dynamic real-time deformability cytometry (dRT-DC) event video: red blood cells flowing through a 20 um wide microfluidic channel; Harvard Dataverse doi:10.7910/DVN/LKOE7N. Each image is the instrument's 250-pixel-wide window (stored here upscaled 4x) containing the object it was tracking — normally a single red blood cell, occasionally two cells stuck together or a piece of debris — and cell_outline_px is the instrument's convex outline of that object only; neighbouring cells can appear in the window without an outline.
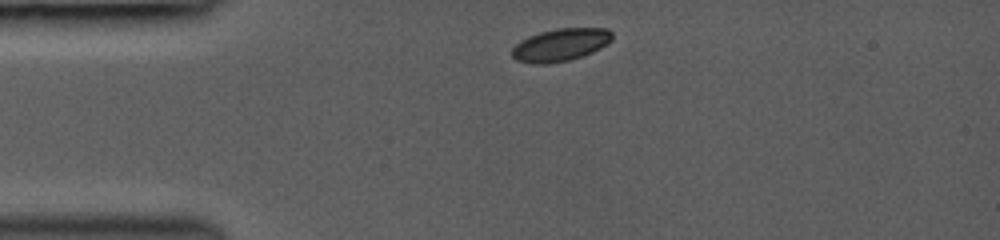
{"species": "common noctule bat (a hibernating species)", "species_latin": "Nyctalus noctula", "temperature_condition": "room temperature", "stored_images_in_passage": 20, "camera_frame_rate_fps": 3000, "um_per_image_px": 0.085, "animal": {"sex": "female", "body_mass_g": 19.0, "forearm_length_mm": 53.3}, "frame": {"image": 1, "passage_image": 1, "time_ms": 0.0, "image_size_px": [1000, 240], "cell_outline_px": [[612, 40], [608, 44], [592, 52], [568, 60], [548, 64], [532, 64], [516, 60], [512, 56], [512, 48], [520, 40], [528, 36], [540, 32], [560, 28], [608, 28], [612, 32]], "centroid_in_image_um": [47.63, 3.81], "position_along_channel_um": 37.4, "area_um2": 19.07}}
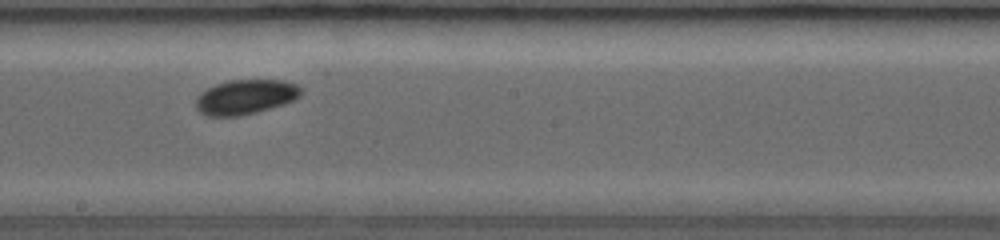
{"frame": {"image": 2, "passage_image": 12, "time_ms": 5.333, "image_size_px": [1000, 240], "cell_outline_px": [[300, 96], [296, 100], [284, 104], [256, 112], [240, 116], [204, 116], [196, 108], [196, 100], [200, 92], [216, 84], [228, 80], [284, 80], [296, 84], [300, 88]], "centroid_in_image_um": [20.86, 8.24], "position_along_channel_um": 227.3, "area_um2": 21.33}}
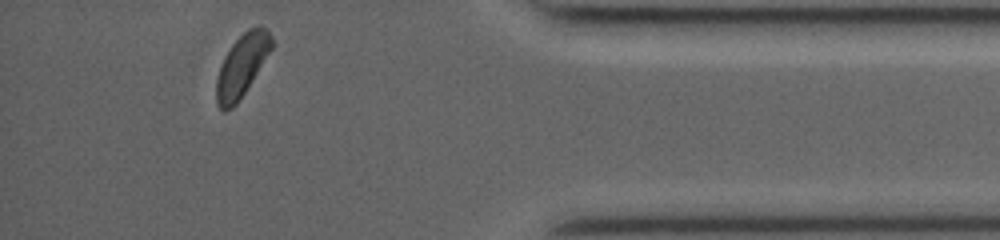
{"frame": {"image": 3, "passage_image": 20, "time_ms": 10.333, "image_size_px": [1000, 240], "cell_outline_px": [[272, 48], [252, 80], [236, 104], [232, 108], [224, 112], [216, 104], [216, 80], [224, 56], [232, 44], [248, 28], [268, 28], [272, 36]], "centroid_in_image_um": [20.54, 5.59], "position_along_channel_um": 414.7, "area_um2": 19.59}, "authors_computed_cell_mechanics": {"area_um2": 20.9236, "velocity_mm_per_s": 4.1936, "shape_relaxation_time_tau1_ms": 1.1104, "shape_relaxation_time_tau2_ms": null, "deformation_change_tau1": 0.0358, "deformation_change_tau2": null}}